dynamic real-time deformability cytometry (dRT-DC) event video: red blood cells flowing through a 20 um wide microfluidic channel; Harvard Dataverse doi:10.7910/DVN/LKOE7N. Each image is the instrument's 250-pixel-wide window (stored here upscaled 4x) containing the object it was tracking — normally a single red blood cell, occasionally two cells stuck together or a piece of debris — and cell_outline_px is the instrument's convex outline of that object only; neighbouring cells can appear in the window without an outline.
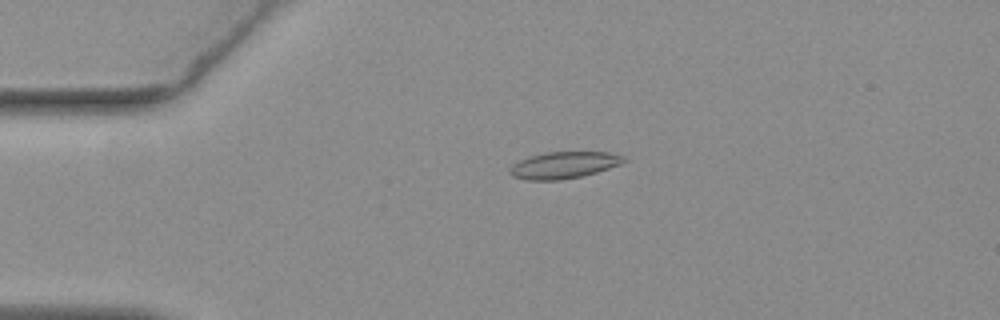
{"species": "common noctule bat (a hibernating species)", "species_latin": "Nyctalus noctula", "temperature_condition": "warm", "stored_images_in_passage": 52, "camera_frame_rate_fps": 3000, "um_per_image_px": 0.085, "animal": {"sex": "female", "body_mass_g": 19.3, "forearm_length_mm": 54.1}, "frame": {"image": 1, "passage_image": 9, "time_ms": 2.667, "image_size_px": [1000, 320], "cell_outline_px": [[628, 160], [620, 164], [596, 172], [580, 176], [560, 180], [524, 180], [512, 176], [508, 172], [512, 164], [528, 156], [544, 152], [612, 152], [624, 156]], "centroid_in_image_um": [47.9, 14.02], "position_along_channel_um": 37.1, "area_um2": 17.86}}
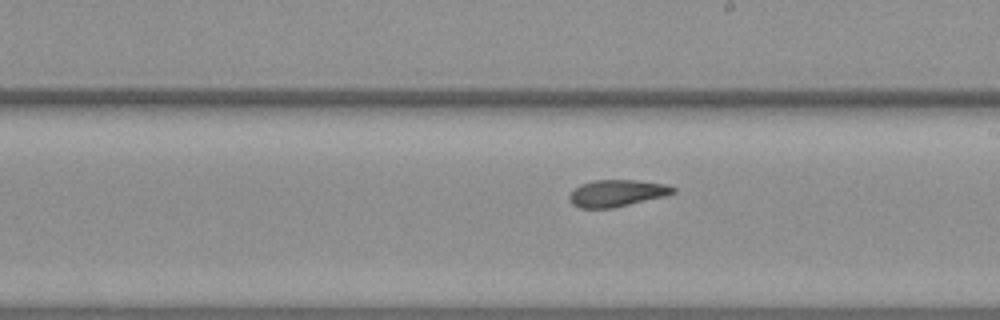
{"frame": {"image": 2, "passage_image": 28, "time_ms": 9.0, "image_size_px": [1000, 320], "cell_outline_px": [[676, 192], [664, 196], [612, 208], [580, 208], [572, 204], [568, 196], [580, 184], [592, 180], [640, 180], [668, 184], [676, 188]], "centroid_in_image_um": [52.45, 16.4], "position_along_channel_um": 236.5, "area_um2": 16.24}}
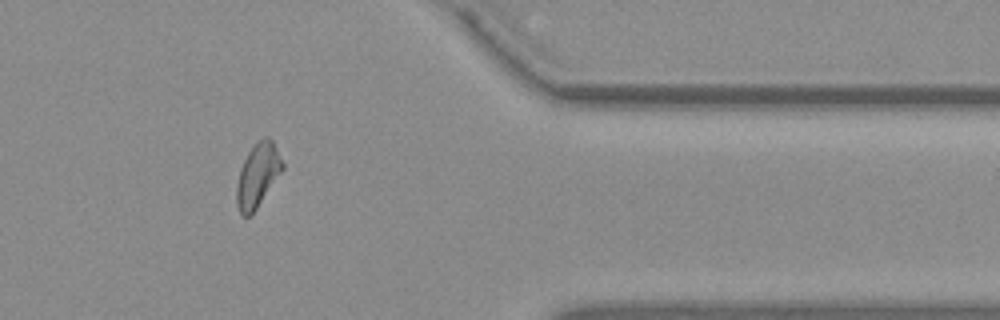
{"frame": {"image": 3, "passage_image": 42, "time_ms": 13.667, "image_size_px": [1000, 320], "cell_outline_px": [[284, 168], [252, 216], [240, 216], [236, 204], [236, 184], [240, 168], [248, 152], [264, 136], [268, 136], [272, 140], [284, 164]], "centroid_in_image_um": [21.89, 14.95], "position_along_channel_um": 389.5, "area_um2": 17.11}, "authors_computed_cell_mechanics": {"area_um2": 17.1377, "velocity_mm_per_s": 3.7275, "shape_relaxation_time_tau1_ms": 7.3553, "shape_relaxation_time_tau2_ms": 4.796, "deformation_change_tau1": 0.1637, "deformation_change_tau2": 0.0838}}